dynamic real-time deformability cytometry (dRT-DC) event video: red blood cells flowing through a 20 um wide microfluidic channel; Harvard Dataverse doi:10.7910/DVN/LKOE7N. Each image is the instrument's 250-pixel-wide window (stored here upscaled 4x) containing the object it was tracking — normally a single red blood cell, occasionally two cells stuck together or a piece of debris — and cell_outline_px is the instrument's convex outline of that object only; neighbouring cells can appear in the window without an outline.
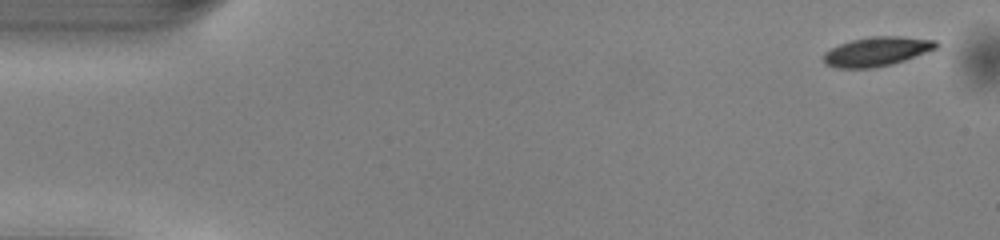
{"species": "common noctule bat (a hibernating species)", "species_latin": "Nyctalus noctula", "temperature_condition": "warm", "stored_images_in_passage": 49, "camera_frame_rate_fps": 3000, "um_per_image_px": 0.085, "animal": {"sex": "male", "body_mass_g": 13.0, "forearm_length_mm": 53.1}, "frame": {"image": 1, "passage_image": 1, "time_ms": 0.0, "image_size_px": [1000, 240], "cell_outline_px": [[940, 44], [936, 48], [904, 60], [872, 68], [836, 68], [824, 64], [824, 52], [840, 44], [852, 40], [872, 36], [900, 36], [936, 40]], "centroid_in_image_um": [74.51, 4.37], "position_along_channel_um": 10.5, "area_um2": 18.96}}
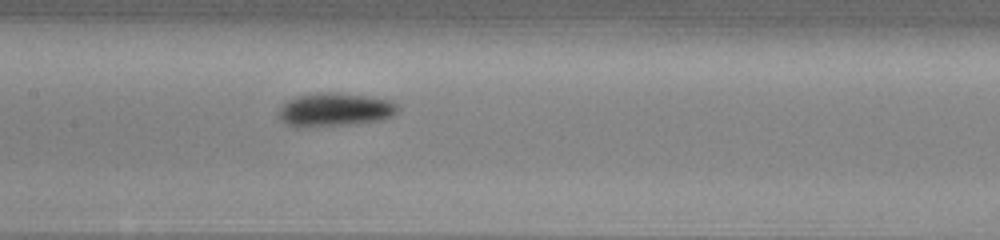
{"frame": {"image": 2, "passage_image": 23, "time_ms": 7.333, "image_size_px": [1000, 240], "cell_outline_px": [[400, 112], [384, 120], [352, 124], [296, 128], [288, 124], [280, 116], [280, 108], [288, 100], [296, 96], [316, 92], [340, 92], [392, 100], [400, 108]], "centroid_in_image_um": [28.53, 9.32], "position_along_channel_um": 178.9, "area_um2": 23.52}}
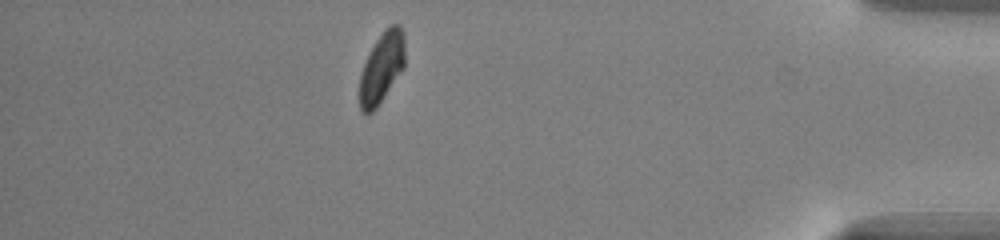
{"frame": {"image": 3, "passage_image": 43, "time_ms": 14.0, "image_size_px": [1000, 240], "cell_outline_px": [[404, 68], [376, 108], [372, 112], [364, 112], [360, 108], [360, 76], [364, 64], [376, 40], [392, 24], [400, 24], [404, 32]], "centroid_in_image_um": [32.47, 5.74], "position_along_channel_um": 402.7, "area_um2": 18.21}, "authors_computed_cell_mechanics": {"area_um2": 20.1722, "velocity_mm_per_s": 4.0808, "shape_relaxation_time_tau1_ms": 1.4763, "shape_relaxation_time_tau2_ms": null, "deformation_change_tau1": 0.1078, "deformation_change_tau2": null}}